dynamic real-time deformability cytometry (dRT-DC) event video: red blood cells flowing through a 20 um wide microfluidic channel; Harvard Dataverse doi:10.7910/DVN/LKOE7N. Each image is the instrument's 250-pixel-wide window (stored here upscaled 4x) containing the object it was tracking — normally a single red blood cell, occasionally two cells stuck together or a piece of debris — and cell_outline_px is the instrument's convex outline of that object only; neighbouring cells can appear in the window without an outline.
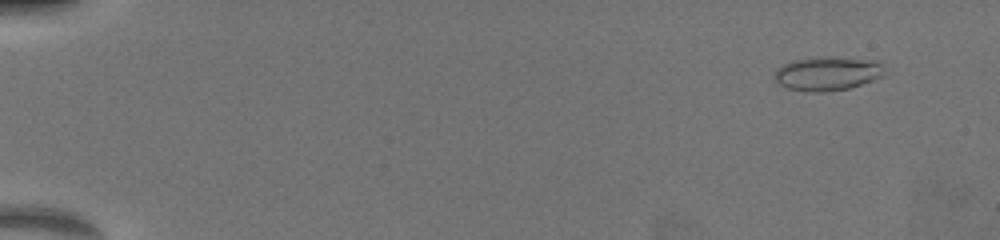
{"species": "common noctule bat (a hibernating species)", "species_latin": "Nyctalus noctula", "temperature_condition": "warm", "stored_images_in_passage": 66, "camera_frame_rate_fps": 3000, "um_per_image_px": 0.085, "animal": {"sex": "female", "body_mass_g": 19.5, "forearm_length_mm": 54.1}, "frame": {"image": 1, "passage_image": 6, "time_ms": 1.667, "image_size_px": [1000, 240], "cell_outline_px": [[884, 76], [848, 88], [824, 92], [812, 92], [784, 88], [776, 84], [776, 68], [792, 60], [824, 56], [836, 56], [876, 60], [880, 64]], "centroid_in_image_um": [70.29, 6.24], "position_along_channel_um": 14.7, "area_um2": 21.85}}
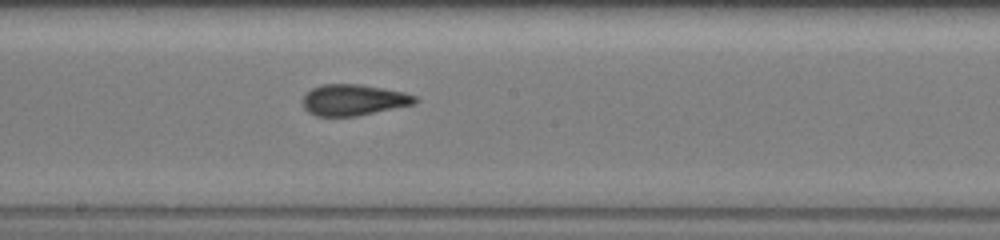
{"frame": {"image": 2, "passage_image": 39, "time_ms": 12.667, "image_size_px": [1000, 240], "cell_outline_px": [[420, 100], [416, 104], [356, 116], [316, 116], [308, 112], [304, 108], [304, 96], [312, 88], [320, 84], [360, 84], [404, 92], [416, 96]], "centroid_in_image_um": [30.09, 8.49], "position_along_channel_um": 218.1, "area_um2": 20.4}}
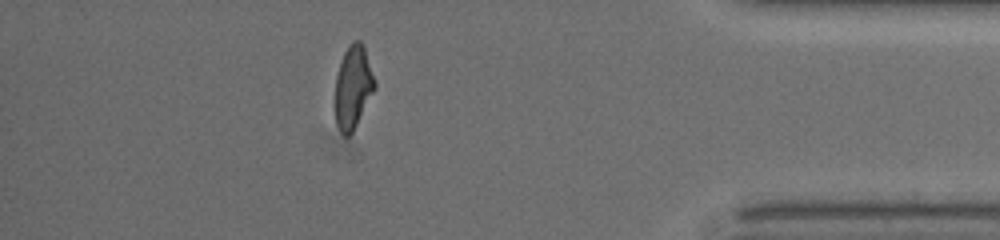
{"frame": {"image": 3, "passage_image": 59, "time_ms": 19.333, "image_size_px": [1000, 240], "cell_outline_px": [[376, 88], [352, 132], [348, 136], [344, 136], [340, 132], [336, 124], [336, 76], [344, 52], [348, 44], [352, 40], [360, 40], [364, 44], [376, 84]], "centroid_in_image_um": [30.02, 7.36], "position_along_channel_um": 405.2, "area_um2": 19.07}}